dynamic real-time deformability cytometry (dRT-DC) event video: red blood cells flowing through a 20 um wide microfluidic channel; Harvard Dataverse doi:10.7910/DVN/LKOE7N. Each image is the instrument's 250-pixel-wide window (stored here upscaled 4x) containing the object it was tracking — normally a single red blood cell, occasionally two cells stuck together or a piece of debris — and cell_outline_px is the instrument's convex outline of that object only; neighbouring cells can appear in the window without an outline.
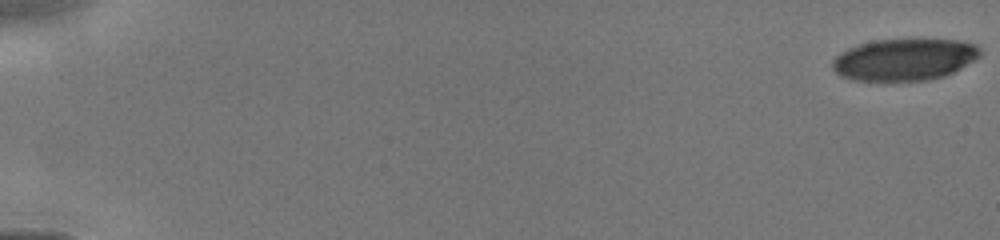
{"species": "human", "species_latin": "Homo sapiens", "temperature_condition": "cold", "stored_images_in_passage": 13, "camera_frame_rate_fps": 3000, "um_per_image_px": 0.085, "donor": {"sex": "male"}, "frame": {"image": 1, "passage_image": 1, "time_ms": 0.0, "image_size_px": [1000, 240], "cell_outline_px": [[980, 56], [960, 68], [944, 76], [928, 80], [856, 80], [840, 76], [832, 68], [832, 60], [840, 52], [856, 44], [876, 40], [956, 40], [976, 44], [980, 48]], "centroid_in_image_um": [76.84, 5.05], "position_along_channel_um": 8.2, "area_um2": 35.72}}
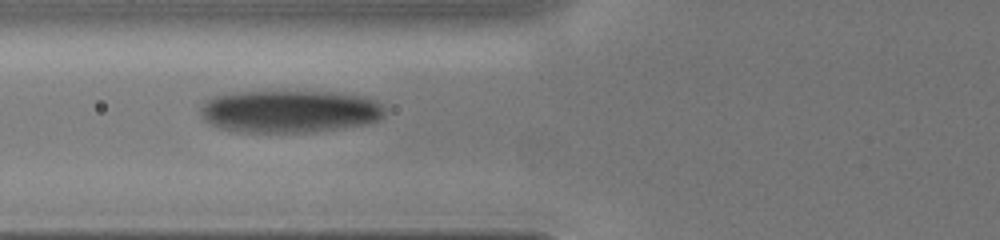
{"frame": {"image": 2, "passage_image": 10, "time_ms": 6.333, "image_size_px": [1000, 240], "cell_outline_px": [[384, 112], [376, 120], [364, 124], [312, 132], [240, 132], [216, 128], [204, 120], [200, 112], [200, 108], [204, 100], [212, 96], [232, 92], [332, 92], [364, 96], [380, 104], [384, 108]], "centroid_in_image_um": [24.51, 9.47], "position_along_channel_um": 101.3, "area_um2": 45.6}}
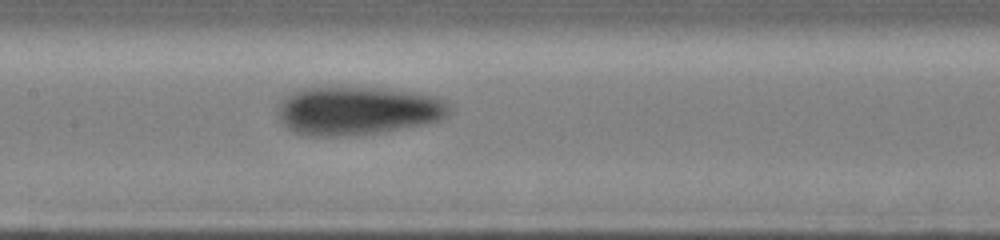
{"frame": {"image": 3, "passage_image": 13, "time_ms": 8.0, "image_size_px": [1000, 240], "cell_outline_px": [[452, 112], [440, 120], [420, 124], [376, 132], [340, 136], [312, 136], [296, 132], [288, 128], [280, 120], [276, 112], [280, 100], [284, 96], [292, 92], [304, 88], [380, 88], [420, 92], [436, 96], [448, 100]], "centroid_in_image_um": [30.41, 9.38], "position_along_channel_um": 177.0, "area_um2": 48.38}}